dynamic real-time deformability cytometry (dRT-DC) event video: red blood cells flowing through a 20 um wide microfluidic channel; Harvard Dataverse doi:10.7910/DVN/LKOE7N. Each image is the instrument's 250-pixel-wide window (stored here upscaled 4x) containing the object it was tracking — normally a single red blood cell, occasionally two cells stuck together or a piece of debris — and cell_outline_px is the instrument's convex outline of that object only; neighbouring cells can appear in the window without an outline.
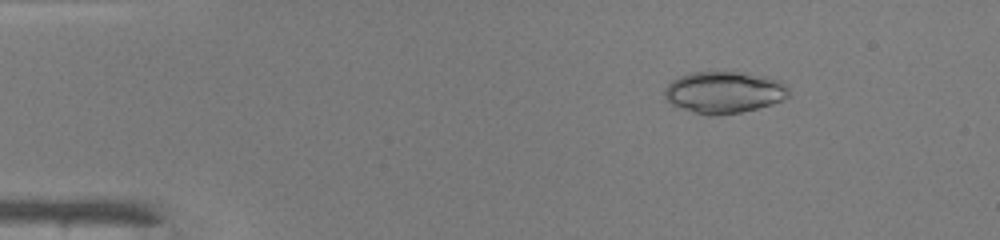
{"species": "common noctule bat (a hibernating species)", "species_latin": "Nyctalus noctula", "temperature_condition": "warm", "stored_images_in_passage": 45, "camera_frame_rate_fps": 3000, "um_per_image_px": 0.085, "animal": {"sex": "male", "body_mass_g": 19.0, "forearm_length_mm": 50.8}, "frame": {"image": 1, "passage_image": 4, "time_ms": 1.0, "image_size_px": [1000, 240], "cell_outline_px": [[788, 96], [772, 104], [740, 112], [712, 116], [696, 112], [672, 104], [664, 96], [664, 92], [668, 84], [672, 80], [680, 76], [692, 72], [736, 72], [764, 76], [780, 80], [788, 88]], "centroid_in_image_um": [61.54, 7.83], "position_along_channel_um": 23.5, "area_um2": 29.71}}
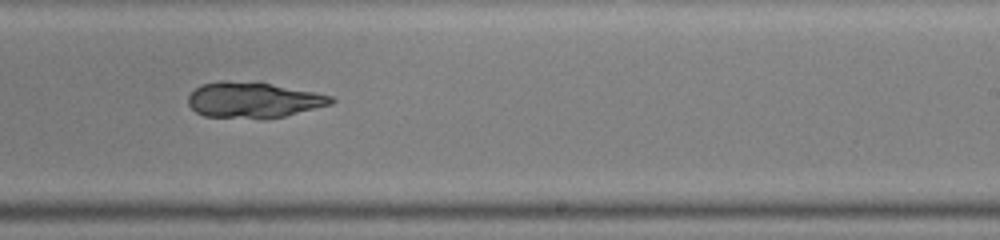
{"frame": {"image": 2, "passage_image": 27, "time_ms": 8.667, "image_size_px": [1000, 240], "cell_outline_px": [[336, 100], [332, 104], [284, 116], [264, 120], [204, 116], [196, 112], [188, 104], [188, 96], [200, 84], [220, 80], [224, 80], [268, 84], [316, 92], [332, 96]], "centroid_in_image_um": [21.51, 8.52], "position_along_channel_um": 267.5, "area_um2": 29.88}}
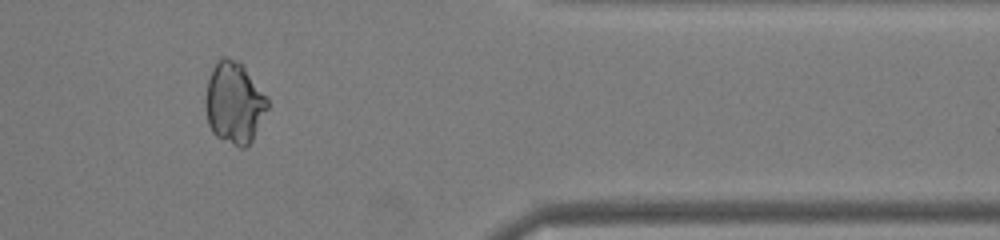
{"frame": {"image": 3, "passage_image": 37, "time_ms": 12.0, "image_size_px": [1000, 240], "cell_outline_px": [[268, 108], [252, 140], [244, 148], [240, 148], [216, 136], [212, 132], [208, 124], [204, 104], [204, 100], [208, 80], [212, 68], [216, 60], [220, 56], [228, 56], [240, 60], [244, 64], [268, 96]], "centroid_in_image_um": [19.91, 8.67], "position_along_channel_um": 391.5, "area_um2": 30.23}}